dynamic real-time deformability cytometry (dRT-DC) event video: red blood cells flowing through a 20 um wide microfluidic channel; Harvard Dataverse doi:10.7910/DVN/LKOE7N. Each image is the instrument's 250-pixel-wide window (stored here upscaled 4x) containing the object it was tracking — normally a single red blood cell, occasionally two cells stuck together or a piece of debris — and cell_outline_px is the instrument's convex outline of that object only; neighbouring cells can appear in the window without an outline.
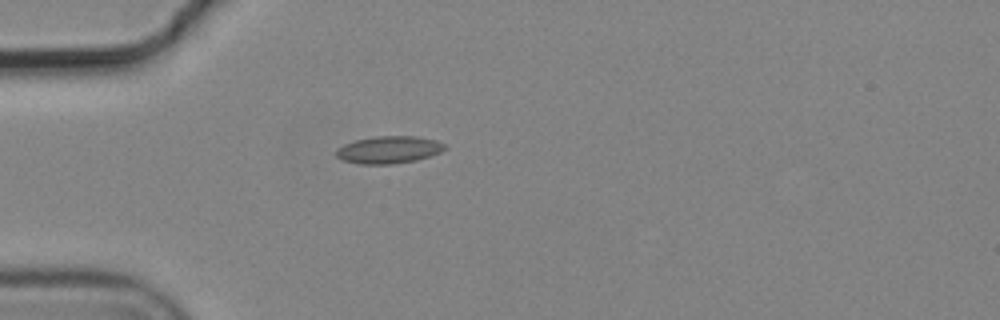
{"species": "common noctule bat (a hibernating species)", "species_latin": "Nyctalus noctula", "temperature_condition": "cold", "stored_images_in_passage": 1, "camera_frame_rate_fps": 3000, "um_per_image_px": 0.085, "animal": {"sex": "male", "body_mass_g": 19.2, "forearm_length_mm": 51.8}, "frame": {"image": 1, "passage_image": 1, "time_ms": 0.0, "image_size_px": [1000, 320], "cell_outline_px": [[448, 148], [440, 152], [416, 160], [392, 164], [360, 164], [344, 160], [336, 156], [336, 148], [344, 144], [356, 140], [376, 136], [416, 136], [436, 140], [444, 144]], "centroid_in_image_um": [33.05, 12.72], "position_along_channel_um": 52.0, "area_um2": 17.22}}